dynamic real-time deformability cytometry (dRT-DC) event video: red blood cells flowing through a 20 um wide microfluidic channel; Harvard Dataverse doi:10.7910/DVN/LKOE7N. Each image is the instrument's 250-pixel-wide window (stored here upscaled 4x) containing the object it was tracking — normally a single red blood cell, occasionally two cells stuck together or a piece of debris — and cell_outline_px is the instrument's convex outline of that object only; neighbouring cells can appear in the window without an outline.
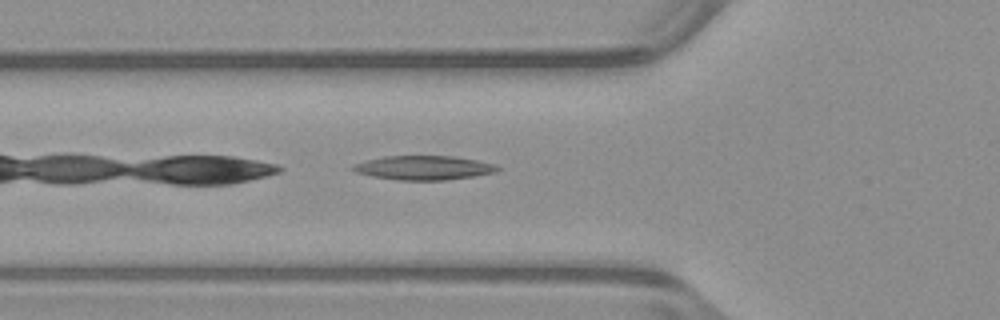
{"species": "common noctule bat (a hibernating species)", "species_latin": "Nyctalus noctula", "temperature_condition": "warm", "stored_images_in_passage": 32, "camera_frame_rate_fps": 3000, "um_per_image_px": 0.085, "animal": {"sex": "male", "body_mass_g": 23.1, "forearm_length_mm": 52.7}, "frame": {"image": 1, "passage_image": 3, "time_ms": 0.667, "image_size_px": [1000, 320], "cell_outline_px": [[500, 168], [496, 172], [472, 176], [444, 180], [400, 180], [372, 176], [356, 172], [352, 168], [352, 164], [384, 156], [456, 156], [496, 164]], "centroid_in_image_um": [36.03, 14.25], "position_along_channel_um": 89.8, "area_um2": 20.17}}
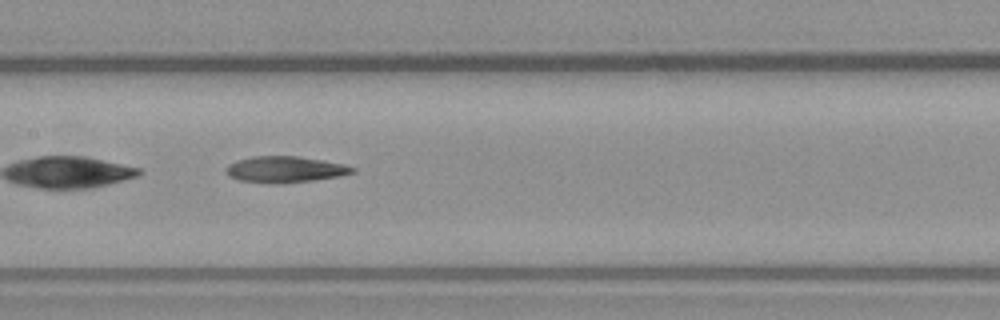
{"frame": {"image": 2, "passage_image": 10, "time_ms": 3.0, "image_size_px": [1000, 320], "cell_outline_px": [[356, 172], [340, 176], [284, 184], [280, 184], [240, 180], [228, 176], [224, 168], [228, 164], [252, 156], [296, 156], [344, 164], [356, 168]], "centroid_in_image_um": [24.23, 14.4], "position_along_channel_um": 183.2, "area_um2": 19.25}}
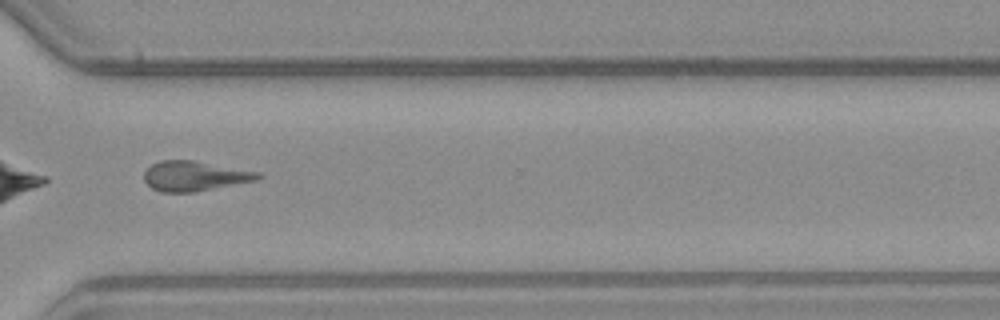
{"frame": {"image": 3, "passage_image": 23, "time_ms": 7.333, "image_size_px": [1000, 320], "cell_outline_px": [[264, 176], [256, 180], [192, 192], [160, 192], [152, 188], [144, 180], [144, 172], [152, 164], [160, 160], [192, 160], [260, 172]], "centroid_in_image_um": [16.52, 14.95], "position_along_channel_um": 354.1, "area_um2": 19.65}, "authors_computed_cell_mechanics": {"area_um2": 19.2763, "velocity_mm_per_s": 3.9571, "shape_relaxation_time_tau1_ms": null, "shape_relaxation_time_tau2_ms": 6.5431, "deformation_change_tau1": null, "deformation_change_tau2": 0.2115}}